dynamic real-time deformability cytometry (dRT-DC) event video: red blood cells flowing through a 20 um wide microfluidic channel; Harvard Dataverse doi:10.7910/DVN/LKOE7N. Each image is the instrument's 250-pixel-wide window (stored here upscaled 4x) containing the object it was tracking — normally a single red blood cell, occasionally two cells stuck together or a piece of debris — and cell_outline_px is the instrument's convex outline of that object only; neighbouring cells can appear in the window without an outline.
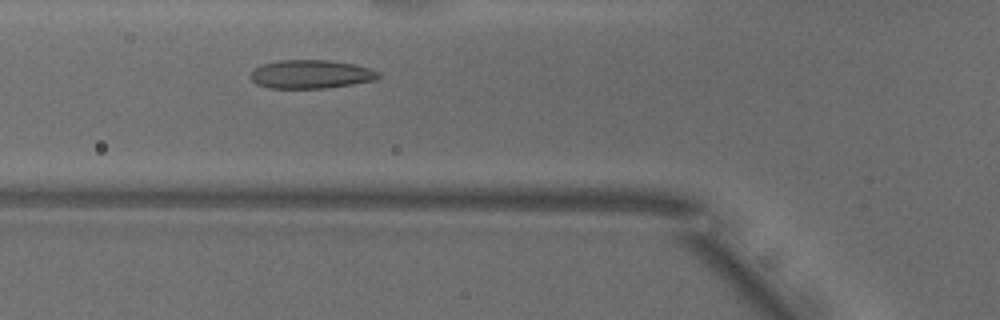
{"species": "common noctule bat (a hibernating species)", "species_latin": "Nyctalus noctula", "temperature_condition": "warm", "stored_images_in_passage": 34, "camera_frame_rate_fps": 3000, "um_per_image_px": 0.085, "animal": {"sex": "male", "body_mass_g": 18.8}, "frame": {"image": 1, "passage_image": 12, "time_ms": 3.667, "image_size_px": [1000, 320], "cell_outline_px": [[380, 76], [376, 80], [352, 84], [324, 88], [268, 88], [256, 84], [248, 76], [252, 68], [260, 64], [280, 60], [328, 60], [352, 64], [368, 68], [380, 72]], "centroid_in_image_um": [26.36, 6.31], "position_along_channel_um": 99.4, "area_um2": 21.44}}
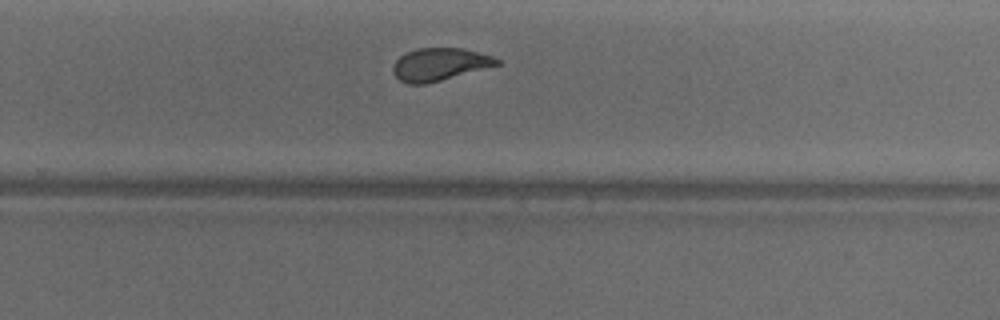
{"frame": {"image": 2, "passage_image": 27, "time_ms": 8.667, "image_size_px": [1000, 320], "cell_outline_px": [[500, 64], [440, 80], [424, 84], [408, 84], [400, 80], [396, 76], [392, 68], [396, 60], [400, 56], [416, 48], [460, 48], [492, 56], [500, 60]], "centroid_in_image_um": [37.34, 5.46], "position_along_channel_um": 292.5, "area_um2": 19.31}}
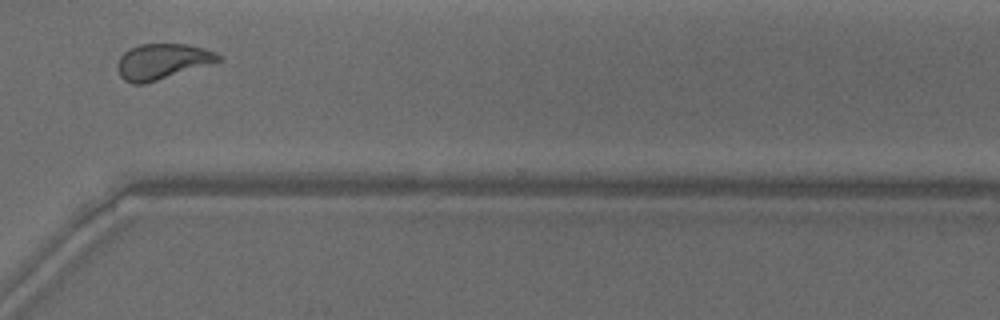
{"frame": {"image": 3, "passage_image": 32, "time_ms": 10.333, "image_size_px": [1000, 320], "cell_outline_px": [[224, 60], [144, 84], [132, 84], [124, 80], [120, 76], [116, 68], [116, 64], [120, 56], [124, 52], [140, 44], [188, 44], [216, 52]], "centroid_in_image_um": [13.78, 5.23], "position_along_channel_um": 356.8, "area_um2": 20.92}, "authors_computed_cell_mechanics": {"area_um2": 20.7791, "velocity_mm_per_s": 3.8534, "shape_relaxation_time_tau1_ms": 6.1991, "shape_relaxation_time_tau2_ms": 1.1075, "deformation_change_tau1": 0.1845, "deformation_change_tau2": 0.071}}